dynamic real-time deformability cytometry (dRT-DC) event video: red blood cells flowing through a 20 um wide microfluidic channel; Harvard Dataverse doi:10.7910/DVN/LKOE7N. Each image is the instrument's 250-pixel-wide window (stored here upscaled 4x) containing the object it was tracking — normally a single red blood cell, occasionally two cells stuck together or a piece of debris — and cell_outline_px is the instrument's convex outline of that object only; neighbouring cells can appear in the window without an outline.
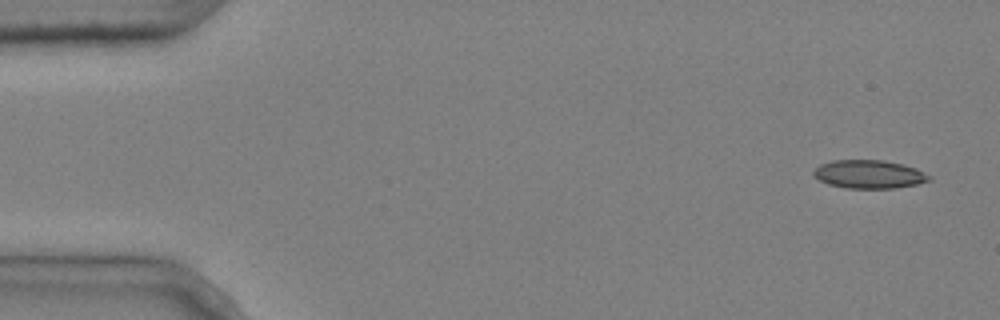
{"species": "common noctule bat (a hibernating species)", "species_latin": "Nyctalus noctula", "temperature_condition": "cold", "stored_images_in_passage": 4, "camera_frame_rate_fps": 3000, "um_per_image_px": 0.085, "animal": {"sex": "male", "body_mass_g": 20.4}, "frame": {"image": 1, "passage_image": 1, "time_ms": 0.0, "image_size_px": [1000, 320], "cell_outline_px": [[932, 180], [916, 184], [896, 188], [848, 188], [828, 184], [812, 176], [812, 172], [820, 164], [832, 160], [884, 160], [916, 168], [932, 176]], "centroid_in_image_um": [73.87, 14.81], "position_along_channel_um": 11.1, "area_um2": 19.13}}
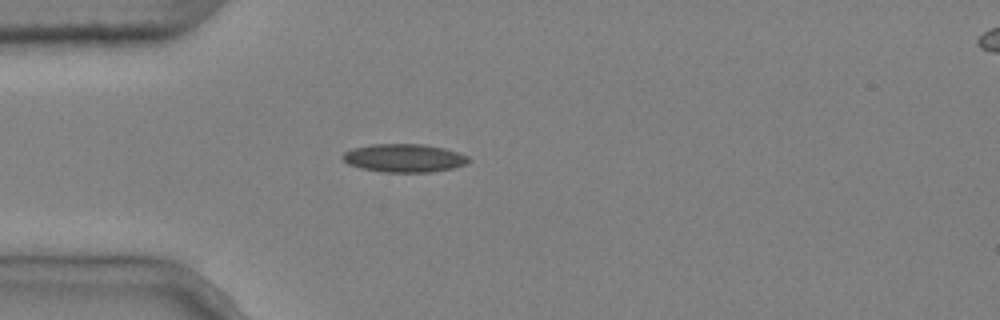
{"frame": {"image": 2, "passage_image": 4, "time_ms": 1.0, "image_size_px": [1000, 320], "cell_outline_px": [[472, 160], [468, 164], [452, 168], [432, 172], [384, 172], [360, 168], [348, 164], [340, 156], [344, 152], [352, 148], [372, 144], [424, 144], [444, 148], [468, 156]], "centroid_in_image_um": [34.35, 13.43], "position_along_channel_um": 50.6, "area_um2": 20.87}}